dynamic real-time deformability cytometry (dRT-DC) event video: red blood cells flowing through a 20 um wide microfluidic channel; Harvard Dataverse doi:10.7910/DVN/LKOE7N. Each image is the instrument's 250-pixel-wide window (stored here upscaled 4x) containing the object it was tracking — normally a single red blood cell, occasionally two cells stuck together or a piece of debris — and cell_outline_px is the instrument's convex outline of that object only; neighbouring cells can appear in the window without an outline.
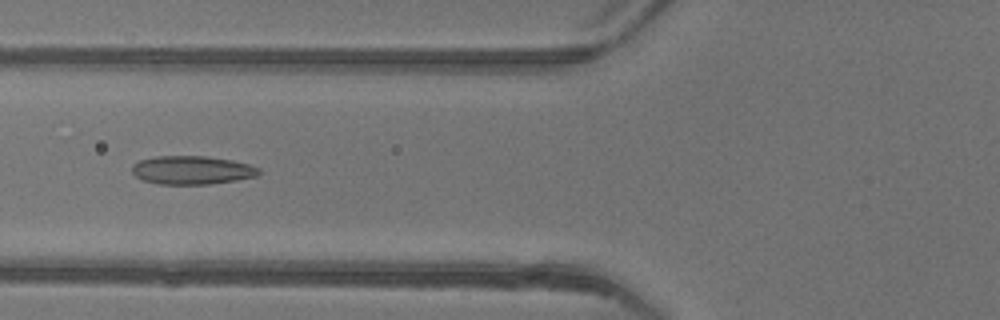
{"species": "common noctule bat (a hibernating species)", "species_latin": "Nyctalus noctula", "temperature_condition": "warm", "stored_images_in_passage": 51, "camera_frame_rate_fps": 3000, "um_per_image_px": 0.085, "animal": {"sex": "female"}, "frame": {"image": 1, "passage_image": 21, "time_ms": 6.667, "image_size_px": [1000, 320], "cell_outline_px": [[260, 172], [256, 176], [236, 180], [208, 184], [160, 184], [144, 180], [136, 176], [132, 172], [132, 164], [140, 160], [156, 156], [208, 156], [232, 160], [248, 164], [260, 168]], "centroid_in_image_um": [16.32, 14.45], "position_along_channel_um": 109.5, "area_um2": 20.98}}
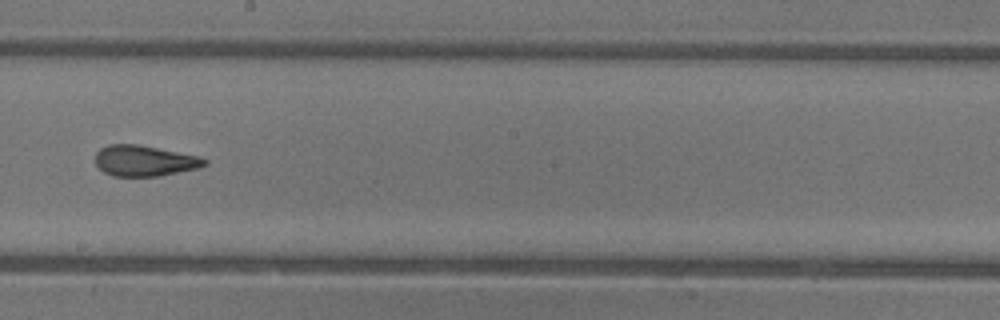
{"frame": {"image": 2, "passage_image": 30, "time_ms": 9.667, "image_size_px": [1000, 320], "cell_outline_px": [[208, 164], [200, 168], [160, 176], [112, 176], [104, 172], [96, 164], [96, 152], [100, 148], [108, 144], [136, 144], [200, 156], [208, 160]], "centroid_in_image_um": [12.31, 13.67], "position_along_channel_um": 235.9, "area_um2": 19.71}}
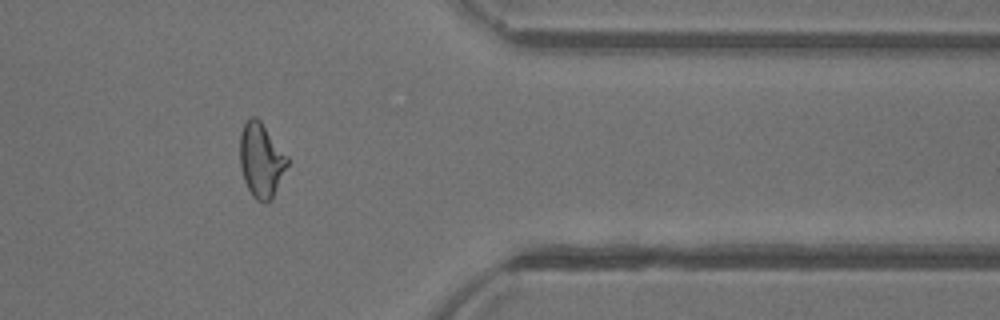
{"frame": {"image": 3, "passage_image": 42, "time_ms": 13.667, "image_size_px": [1000, 320], "cell_outline_px": [[288, 164], [272, 200], [256, 200], [252, 196], [244, 180], [240, 168], [240, 132], [244, 124], [252, 116], [256, 116], [260, 120], [288, 156]], "centroid_in_image_um": [22.19, 13.6], "position_along_channel_um": 389.2, "area_um2": 20.46}, "authors_computed_cell_mechanics": {"area_um2": 20.808, "velocity_mm_per_s": 4.2142, "shape_relaxation_time_tau1_ms": 6.739, "shape_relaxation_time_tau2_ms": 1.4305, "deformation_change_tau1": 0.2334, "deformation_change_tau2": 0.1017}}